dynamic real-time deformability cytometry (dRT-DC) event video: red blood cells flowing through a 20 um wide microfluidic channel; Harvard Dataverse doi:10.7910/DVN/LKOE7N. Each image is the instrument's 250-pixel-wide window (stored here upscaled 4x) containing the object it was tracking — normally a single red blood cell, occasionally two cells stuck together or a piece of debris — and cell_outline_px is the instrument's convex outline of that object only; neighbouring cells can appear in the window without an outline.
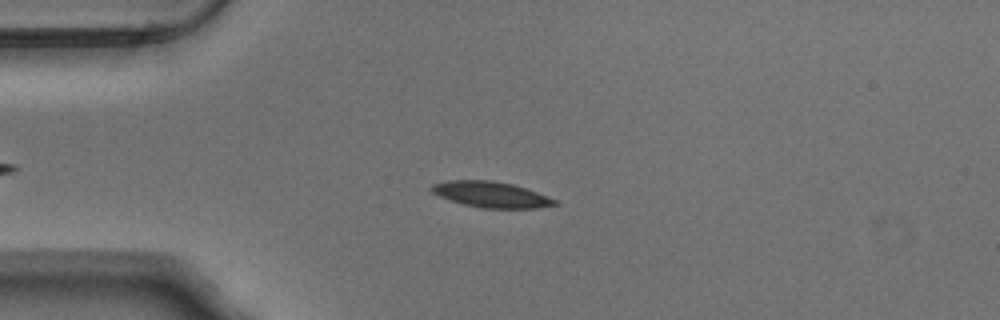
{"species": "Egyptian fruit bat (a non-hibernating species)", "species_latin": "Rousettus aegyptiacus", "temperature_condition": "warm", "stored_images_in_passage": 51, "camera_frame_rate_fps": 3000, "um_per_image_px": 0.085, "animal": {"sex": "male"}, "frame": {"image": 1, "passage_image": 11, "time_ms": 3.333, "image_size_px": [1000, 320], "cell_outline_px": [[560, 204], [536, 208], [480, 208], [464, 204], [440, 196], [432, 192], [428, 188], [432, 184], [448, 180], [492, 180], [512, 184], [560, 200]], "centroid_in_image_um": [41.77, 16.53], "position_along_channel_um": 43.2, "area_um2": 18.55}}
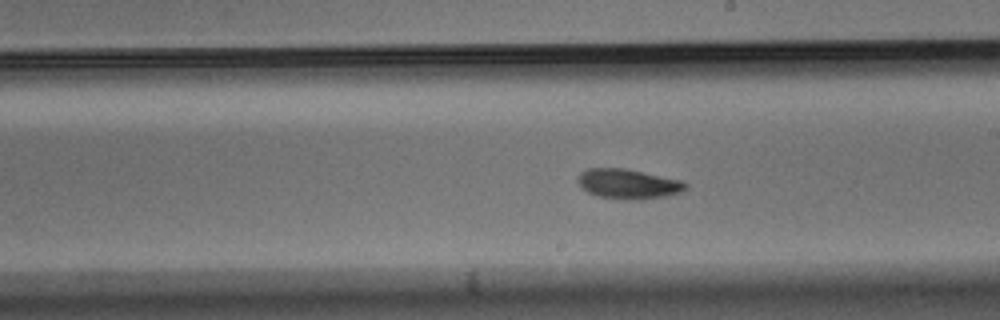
{"frame": {"image": 2, "passage_image": 28, "time_ms": 9.0, "image_size_px": [1000, 320], "cell_outline_px": [[688, 188], [680, 192], [668, 196], [640, 200], [624, 200], [600, 196], [588, 192], [576, 180], [580, 172], [588, 168], [624, 168], [684, 180], [688, 184]], "centroid_in_image_um": [53.45, 15.63], "position_along_channel_um": 235.5, "area_um2": 18.96}}
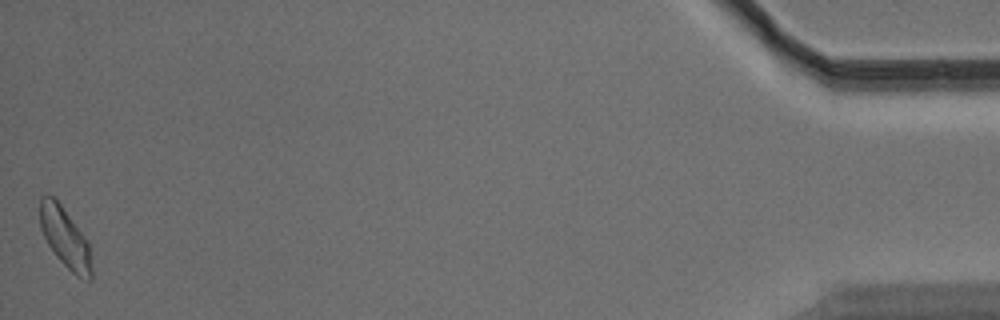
{"frame": {"image": 3, "passage_image": 51, "time_ms": 16.667, "image_size_px": [1000, 320], "cell_outline_px": [[92, 280], [88, 280], [76, 276], [56, 256], [48, 244], [40, 228], [40, 196], [48, 192], [60, 204], [84, 236], [88, 244], [92, 268]], "centroid_in_image_um": [5.51, 20.19], "position_along_channel_um": 429.7, "area_um2": 17.86}, "authors_computed_cell_mechanics": {"area_um2": 18.4382, "velocity_mm_per_s": 3.769, "shape_relaxation_time_tau1_ms": 3.871, "shape_relaxation_time_tau2_ms": 6.2539, "deformation_change_tau1": 0.1378, "deformation_change_tau2": 0.1288}}